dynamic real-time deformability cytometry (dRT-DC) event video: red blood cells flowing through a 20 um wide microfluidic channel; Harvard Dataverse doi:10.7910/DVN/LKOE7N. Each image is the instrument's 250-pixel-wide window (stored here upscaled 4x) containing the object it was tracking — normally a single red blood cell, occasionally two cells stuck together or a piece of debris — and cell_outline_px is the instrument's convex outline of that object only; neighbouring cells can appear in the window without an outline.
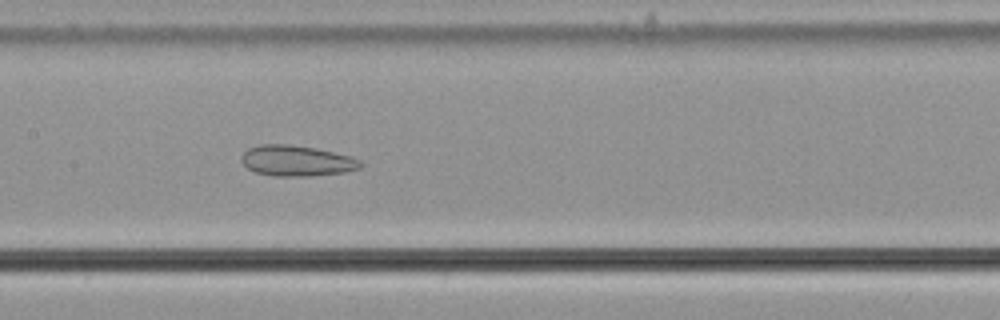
{"species": "common noctule bat (a hibernating species)", "species_latin": "Nyctalus noctula", "temperature_condition": "cold", "stored_images_in_passage": 56, "camera_frame_rate_fps": 3000, "um_per_image_px": 0.085, "animal": {"sex": "male", "body_mass_g": 21.5, "forearm_length_mm": 52.0}, "frame": {"image": 1, "passage_image": 28, "time_ms": 9.0, "image_size_px": [1000, 320], "cell_outline_px": [[364, 164], [360, 168], [344, 172], [312, 176], [272, 176], [256, 172], [248, 168], [240, 160], [240, 156], [248, 148], [260, 144], [284, 144], [316, 148], [352, 156], [360, 160]], "centroid_in_image_um": [25.22, 13.66], "position_along_channel_um": 182.2, "area_um2": 21.44}}
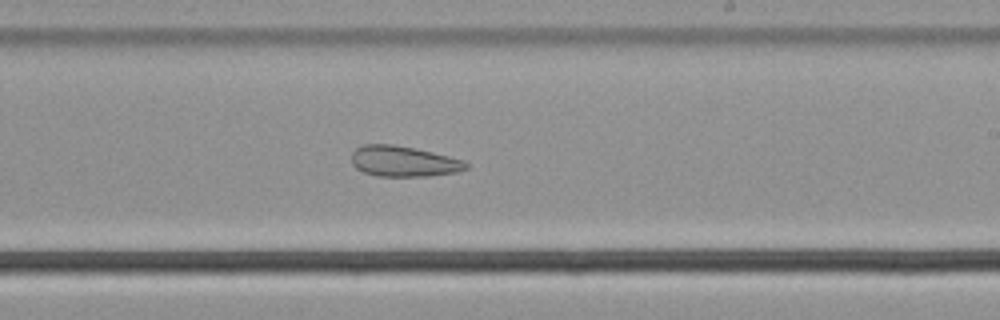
{"frame": {"image": 2, "passage_image": 34, "time_ms": 11.0, "image_size_px": [1000, 320], "cell_outline_px": [[468, 168], [456, 172], [428, 176], [376, 176], [364, 172], [356, 168], [352, 164], [352, 152], [356, 148], [364, 144], [392, 144], [416, 148], [464, 160], [468, 164]], "centroid_in_image_um": [34.29, 13.71], "position_along_channel_um": 254.7, "area_um2": 20.46}}
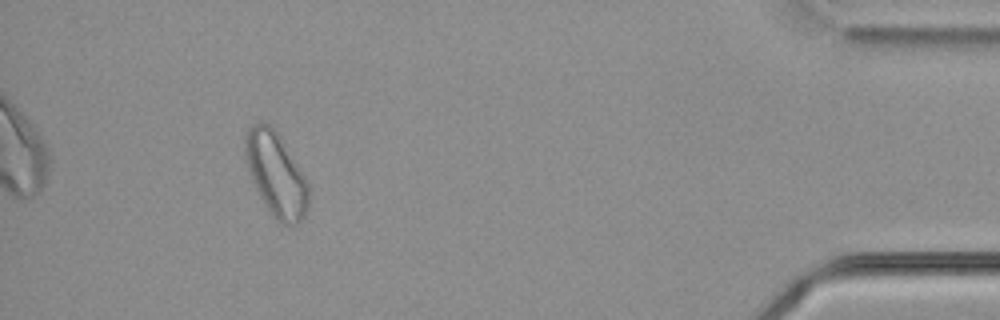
{"frame": {"image": 3, "passage_image": 52, "time_ms": 17.0, "image_size_px": [1000, 320], "cell_outline_px": [[308, 208], [304, 216], [296, 224], [284, 224], [276, 220], [268, 212], [248, 172], [244, 152], [244, 136], [248, 128], [256, 120], [260, 120], [268, 124], [276, 132], [304, 176], [308, 184]], "centroid_in_image_um": [23.41, 14.81], "position_along_channel_um": 411.8, "area_um2": 30.75}, "authors_computed_cell_mechanics": {"area_um2": 28.2064, "velocity_mm_per_s": 3.6401, "shape_relaxation_time_tau1_ms": null, "shape_relaxation_time_tau2_ms": 4.7086, "deformation_change_tau1": null, "deformation_change_tau2": 0.1306}}